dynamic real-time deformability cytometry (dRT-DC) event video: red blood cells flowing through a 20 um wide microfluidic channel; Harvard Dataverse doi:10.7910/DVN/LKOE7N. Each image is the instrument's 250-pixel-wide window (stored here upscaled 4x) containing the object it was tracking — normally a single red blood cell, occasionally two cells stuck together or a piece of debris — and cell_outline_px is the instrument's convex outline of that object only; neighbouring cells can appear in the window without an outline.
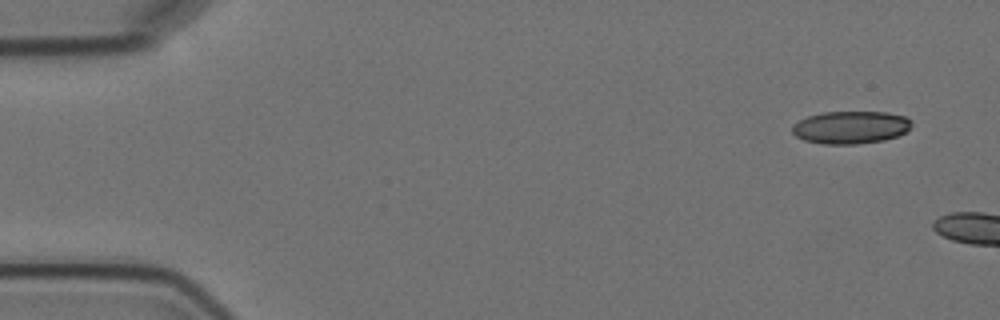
{"species": "Egyptian fruit bat (a non-hibernating species)", "species_latin": "Rousettus aegyptiacus", "temperature_condition": "cold", "stored_images_in_passage": 2, "camera_frame_rate_fps": 3000, "um_per_image_px": 0.085, "animal": {"sex": "female"}, "frame": {"image": 1, "passage_image": 1, "time_ms": 0.0, "image_size_px": [1000, 320], "cell_outline_px": [[912, 124], [904, 132], [896, 136], [884, 140], [856, 144], [824, 144], [804, 140], [796, 136], [792, 132], [792, 124], [808, 116], [824, 112], [888, 112], [904, 116], [912, 120]], "centroid_in_image_um": [72.29, 10.82], "position_along_channel_um": 12.7, "area_um2": 22.66}}